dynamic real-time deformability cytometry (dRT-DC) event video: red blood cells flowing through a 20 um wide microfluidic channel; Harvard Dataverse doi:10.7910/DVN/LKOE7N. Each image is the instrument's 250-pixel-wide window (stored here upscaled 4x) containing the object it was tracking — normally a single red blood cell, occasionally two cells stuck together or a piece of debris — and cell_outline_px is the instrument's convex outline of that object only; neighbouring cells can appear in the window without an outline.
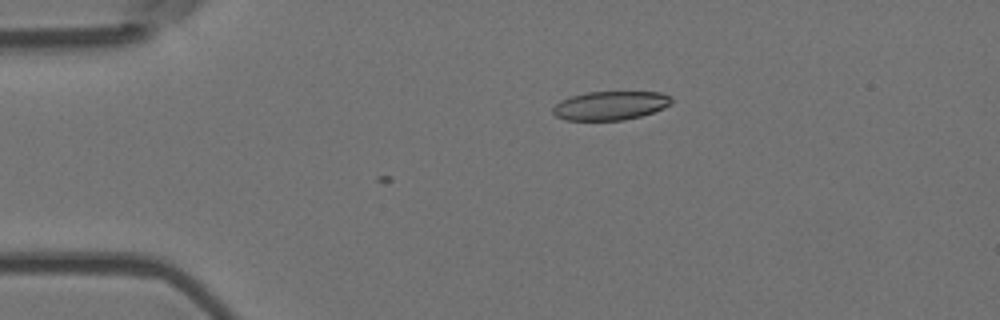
{"species": "Egyptian fruit bat (a non-hibernating species)", "species_latin": "Rousettus aegyptiacus", "temperature_condition": "room temperature", "stored_images_in_passage": 4, "camera_frame_rate_fps": 3000, "um_per_image_px": 0.085, "animal": {"sex": "female"}, "frame": {"image": 1, "passage_image": 4, "time_ms": 1.0, "image_size_px": [1000, 320], "cell_outline_px": [[672, 104], [664, 108], [640, 116], [624, 120], [564, 120], [556, 116], [552, 112], [552, 108], [560, 100], [572, 96], [588, 92], [660, 92], [668, 96], [672, 100]], "centroid_in_image_um": [51.86, 8.98], "position_along_channel_um": 33.1, "area_um2": 19.83}}